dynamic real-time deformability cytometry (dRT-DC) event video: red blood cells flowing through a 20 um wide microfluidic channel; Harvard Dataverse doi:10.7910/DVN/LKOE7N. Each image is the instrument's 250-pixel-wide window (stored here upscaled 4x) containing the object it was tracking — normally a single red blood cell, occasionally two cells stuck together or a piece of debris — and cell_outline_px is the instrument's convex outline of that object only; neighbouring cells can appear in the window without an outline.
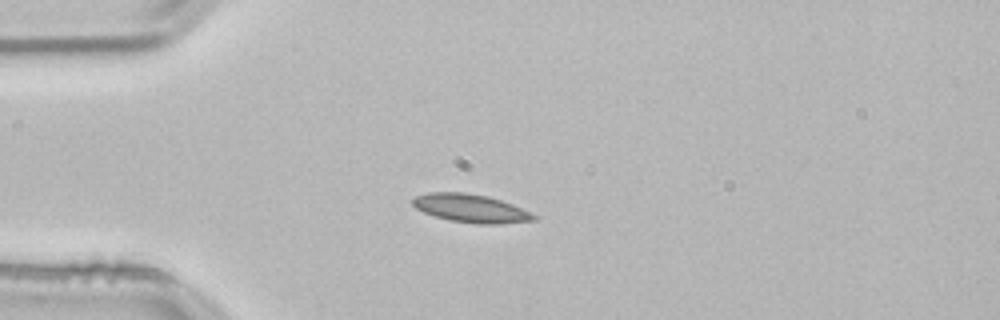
{"species": "common noctule bat (a hibernating species)", "species_latin": "Nyctalus noctula", "temperature_condition": "room temperature", "stored_images_in_passage": 41, "camera_frame_rate_fps": 3000, "um_per_image_px": 0.085, "animal": {"sex": "male", "body_mass_g": 21.5, "forearm_length_mm": 52.0}, "frame": {"image": 1, "passage_image": 1, "time_ms": 0.0, "image_size_px": [1000, 320], "cell_outline_px": [[536, 220], [500, 224], [476, 224], [452, 220], [436, 216], [424, 212], [416, 208], [412, 204], [412, 200], [416, 196], [428, 192], [468, 192], [488, 196], [512, 204], [532, 212], [536, 216]], "centroid_in_image_um": [40.04, 17.7], "position_along_channel_um": 45.0, "area_um2": 19.94}}
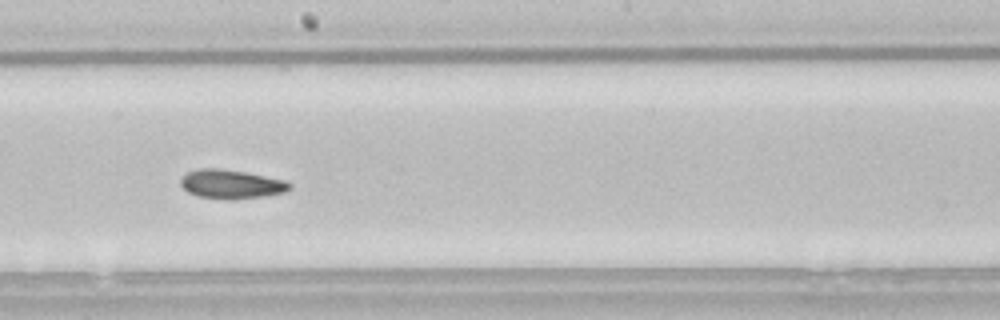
{"frame": {"image": 2, "passage_image": 17, "time_ms": 5.333, "image_size_px": [1000, 320], "cell_outline_px": [[292, 188], [284, 192], [264, 196], [232, 200], [228, 200], [200, 196], [188, 192], [180, 184], [180, 180], [188, 172], [200, 168], [220, 168], [244, 172], [284, 180], [292, 184]], "centroid_in_image_um": [19.66, 15.66], "position_along_channel_um": 228.5, "area_um2": 18.26}}
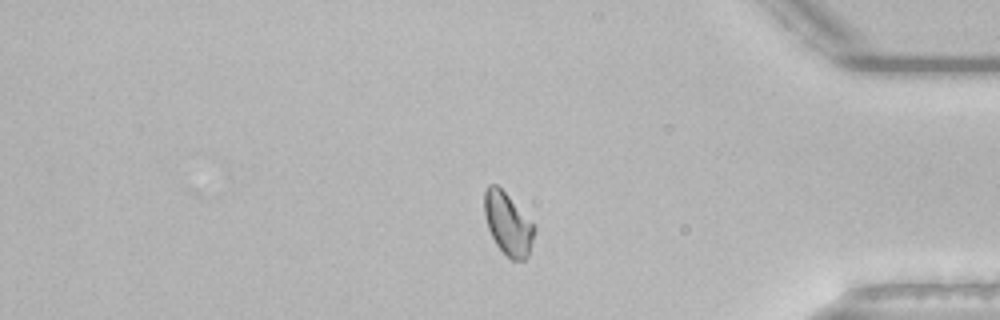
{"frame": {"image": 3, "passage_image": 32, "time_ms": 10.333, "image_size_px": [1000, 320], "cell_outline_px": [[536, 228], [528, 256], [524, 260], [512, 260], [496, 244], [488, 228], [484, 216], [484, 192], [488, 184], [496, 184], [508, 196]], "centroid_in_image_um": [43.15, 19.02], "position_along_channel_um": 392.1, "area_um2": 17.74}, "authors_computed_cell_mechanics": {"area_um2": 18.3226, "velocity_mm_per_s": 3.7962, "shape_relaxation_time_tau1_ms": 7.0392, "shape_relaxation_time_tau2_ms": 10.1833, "deformation_change_tau1": 0.1285, "deformation_change_tau2": 0.1382}}